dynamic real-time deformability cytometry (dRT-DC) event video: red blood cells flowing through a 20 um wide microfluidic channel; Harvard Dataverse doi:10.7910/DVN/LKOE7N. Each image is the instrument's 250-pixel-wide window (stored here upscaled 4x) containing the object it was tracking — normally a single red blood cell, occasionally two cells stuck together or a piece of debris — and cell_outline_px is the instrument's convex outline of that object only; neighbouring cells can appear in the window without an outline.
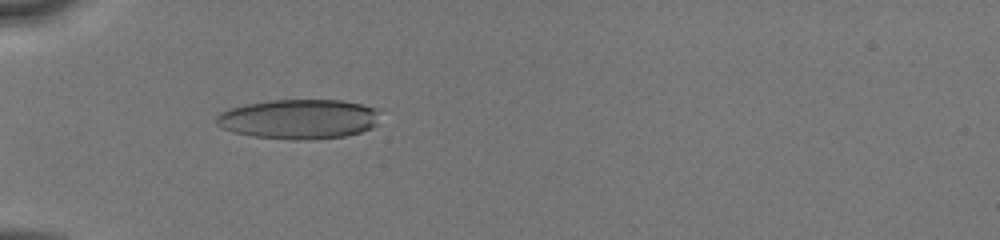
{"species": "human", "species_latin": "Homo sapiens", "temperature_condition": "cold", "stored_images_in_passage": 14, "camera_frame_rate_fps": 3000, "um_per_image_px": 0.085, "donor": {"sex": "male"}, "frame": {"image": 1, "passage_image": 6, "time_ms": 5.333, "image_size_px": [1000, 240], "cell_outline_px": [[380, 112], [376, 124], [372, 128], [360, 132], [344, 136], [308, 140], [292, 140], [252, 136], [232, 132], [220, 128], [216, 124], [216, 116], [220, 112], [228, 108], [244, 104], [272, 100], [340, 100], [360, 104], [376, 108]], "centroid_in_image_um": [25.36, 10.12], "position_along_channel_um": 59.6, "area_um2": 38.21}}
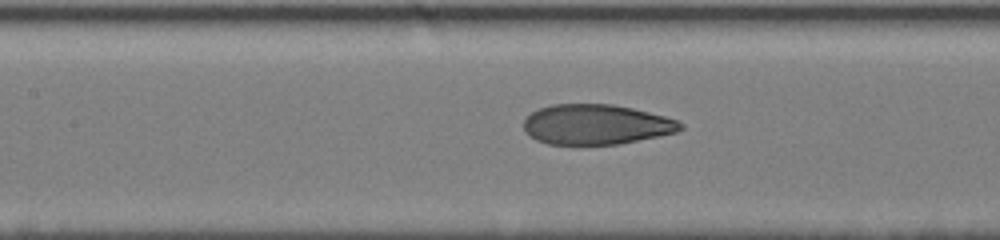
{"frame": {"image": 2, "passage_image": 11, "time_ms": 8.0, "image_size_px": [1000, 240], "cell_outline_px": [[684, 128], [676, 132], [660, 136], [620, 144], [548, 144], [536, 140], [528, 136], [524, 132], [524, 120], [532, 112], [540, 108], [552, 104], [612, 104], [632, 108], [664, 116], [676, 120], [684, 124]], "centroid_in_image_um": [50.66, 10.58], "position_along_channel_um": 156.7, "area_um2": 36.7}}
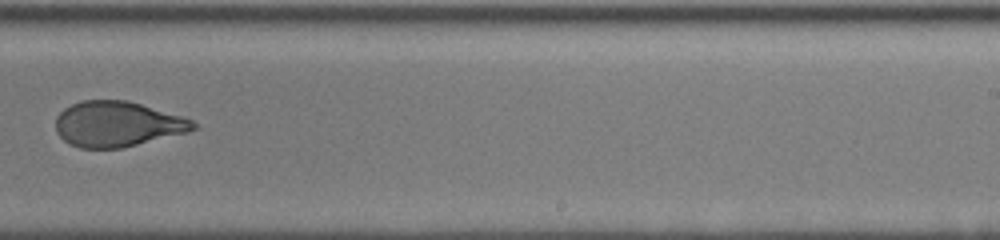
{"frame": {"image": 3, "passage_image": 14, "time_ms": 11.0, "image_size_px": [1000, 240], "cell_outline_px": [[200, 128], [188, 132], [120, 148], [80, 148], [68, 144], [56, 132], [56, 116], [64, 108], [80, 100], [128, 100], [180, 116], [192, 120]], "centroid_in_image_um": [9.95, 10.54], "position_along_channel_um": 279.1, "area_um2": 36.3}}